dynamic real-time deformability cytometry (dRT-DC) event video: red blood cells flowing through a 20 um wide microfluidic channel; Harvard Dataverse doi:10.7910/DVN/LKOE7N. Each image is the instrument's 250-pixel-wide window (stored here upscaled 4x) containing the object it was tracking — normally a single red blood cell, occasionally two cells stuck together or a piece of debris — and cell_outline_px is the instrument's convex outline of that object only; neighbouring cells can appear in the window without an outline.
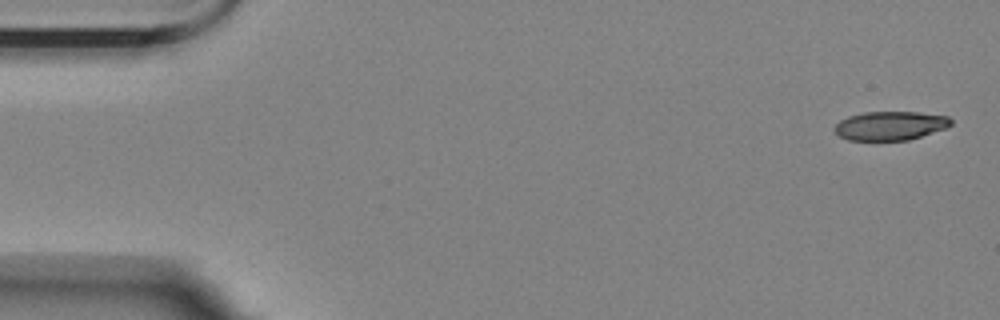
{"species": "Egyptian fruit bat (a non-hibernating species)", "species_latin": "Rousettus aegyptiacus", "temperature_condition": "room temperature", "stored_images_in_passage": 6, "segment_of_instrument_passage": [1, 2], "camera_frame_rate_fps": 3000, "um_per_image_px": 0.085, "animal": {"sex": "female"}, "frame": {"image": 1, "passage_image": 1, "time_ms": 0.0, "image_size_px": [1000, 320], "cell_outline_px": [[952, 124], [944, 128], [908, 140], [848, 140], [840, 136], [832, 128], [840, 120], [848, 116], [864, 112], [916, 112], [948, 116], [952, 120]], "centroid_in_image_um": [75.64, 10.68], "position_along_channel_um": 9.4, "area_um2": 19.42}}
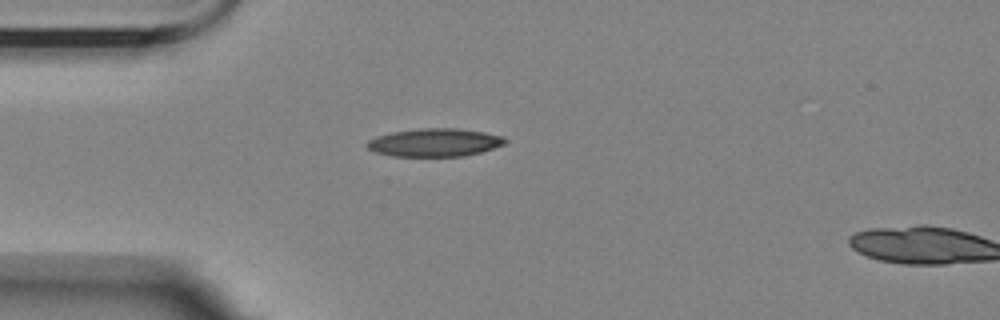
{"frame": {"image": 2, "passage_image": 5, "time_ms": 4.333, "image_size_px": [1000, 320], "cell_outline_px": [[508, 140], [504, 144], [480, 152], [464, 156], [392, 156], [376, 152], [368, 148], [364, 144], [368, 140], [376, 136], [392, 132], [420, 128], [456, 128], [484, 132], [504, 136]], "centroid_in_image_um": [36.93, 12.11], "position_along_channel_um": 48.1, "area_um2": 22.6}}